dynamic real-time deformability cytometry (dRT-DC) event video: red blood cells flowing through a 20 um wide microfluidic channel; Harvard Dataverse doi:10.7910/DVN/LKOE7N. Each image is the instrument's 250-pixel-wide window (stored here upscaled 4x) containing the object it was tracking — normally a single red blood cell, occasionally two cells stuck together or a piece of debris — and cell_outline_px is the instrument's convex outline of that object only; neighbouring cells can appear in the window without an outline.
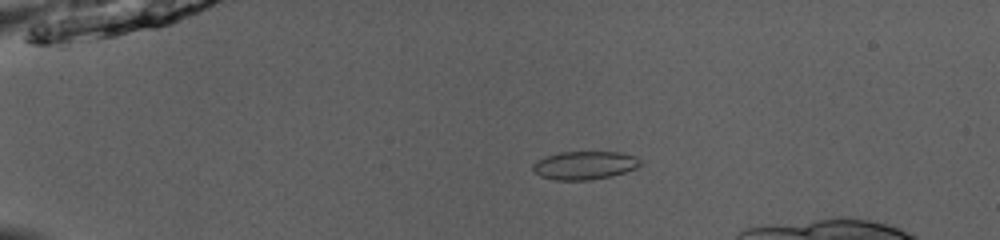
{"species": "common noctule bat (a hibernating species)", "species_latin": "Nyctalus noctula", "temperature_condition": "room temperature", "stored_images_in_passage": 49, "camera_frame_rate_fps": 3000, "um_per_image_px": 0.085, "animal": {"sex": "male", "body_mass_g": 13.0, "forearm_length_mm": 53.1}, "frame": {"image": 1, "passage_image": 13, "time_ms": 4.0, "image_size_px": [1000, 240], "cell_outline_px": [[640, 164], [636, 168], [612, 176], [588, 180], [556, 180], [540, 176], [532, 168], [532, 164], [536, 160], [544, 156], [560, 152], [620, 152], [636, 156], [640, 160]], "centroid_in_image_um": [49.67, 14.04], "position_along_channel_um": 35.3, "area_um2": 17.74}}
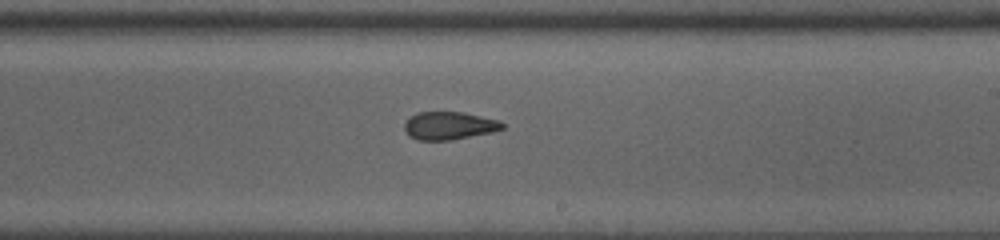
{"frame": {"image": 2, "passage_image": 33, "time_ms": 10.667, "image_size_px": [1000, 240], "cell_outline_px": [[504, 128], [492, 132], [452, 140], [420, 140], [408, 136], [404, 128], [404, 124], [416, 112], [464, 112], [500, 120], [504, 124]], "centroid_in_image_um": [38.2, 10.68], "position_along_channel_um": 250.8, "area_um2": 15.95}}
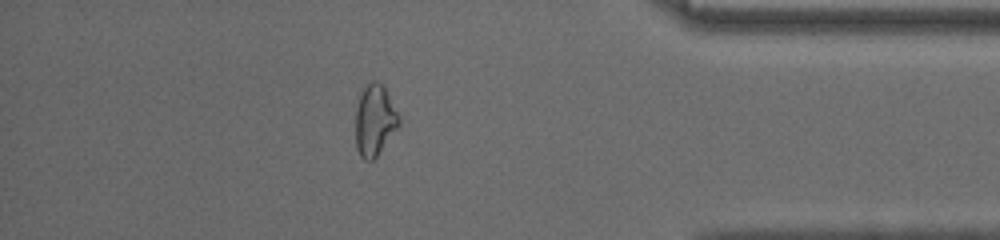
{"frame": {"image": 3, "passage_image": 46, "time_ms": 15.0, "image_size_px": [1000, 240], "cell_outline_px": [[400, 124], [376, 156], [372, 160], [364, 160], [360, 156], [356, 148], [356, 108], [360, 92], [372, 80], [376, 80], [384, 88], [400, 120]], "centroid_in_image_um": [31.81, 10.24], "position_along_channel_um": 403.4, "area_um2": 17.51}}